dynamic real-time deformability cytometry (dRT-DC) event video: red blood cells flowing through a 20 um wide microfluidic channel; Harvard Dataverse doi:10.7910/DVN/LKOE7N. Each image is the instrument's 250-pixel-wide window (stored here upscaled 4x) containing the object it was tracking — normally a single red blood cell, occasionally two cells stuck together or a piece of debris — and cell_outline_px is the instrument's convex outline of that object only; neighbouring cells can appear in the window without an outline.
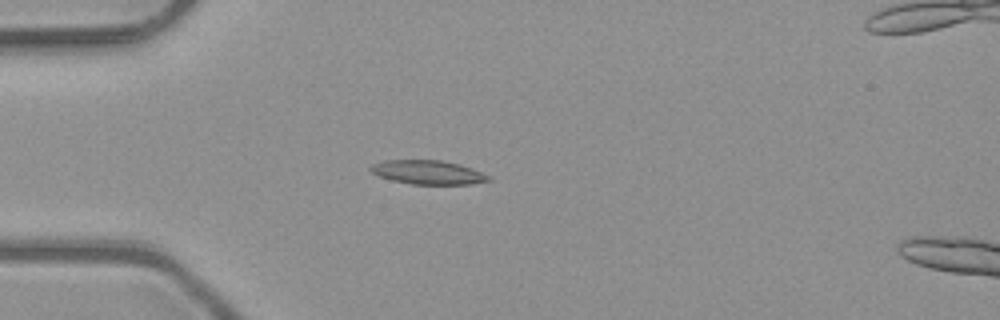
{"species": "common noctule bat (a hibernating species)", "species_latin": "Nyctalus noctula", "temperature_condition": "room temperature", "stored_images_in_passage": 5, "camera_frame_rate_fps": 3000, "um_per_image_px": 0.085, "animal": {"sex": "male", "body_mass_g": 23.1, "forearm_length_mm": 52.7}, "frame": {"image": 1, "passage_image": 4, "time_ms": 1.0, "image_size_px": [1000, 320], "cell_outline_px": [[492, 180], [472, 184], [412, 184], [392, 180], [380, 176], [372, 172], [368, 168], [372, 164], [384, 160], [440, 160], [460, 164], [472, 168], [492, 176]], "centroid_in_image_um": [36.42, 14.64], "position_along_channel_um": 48.6, "area_um2": 16.53}}